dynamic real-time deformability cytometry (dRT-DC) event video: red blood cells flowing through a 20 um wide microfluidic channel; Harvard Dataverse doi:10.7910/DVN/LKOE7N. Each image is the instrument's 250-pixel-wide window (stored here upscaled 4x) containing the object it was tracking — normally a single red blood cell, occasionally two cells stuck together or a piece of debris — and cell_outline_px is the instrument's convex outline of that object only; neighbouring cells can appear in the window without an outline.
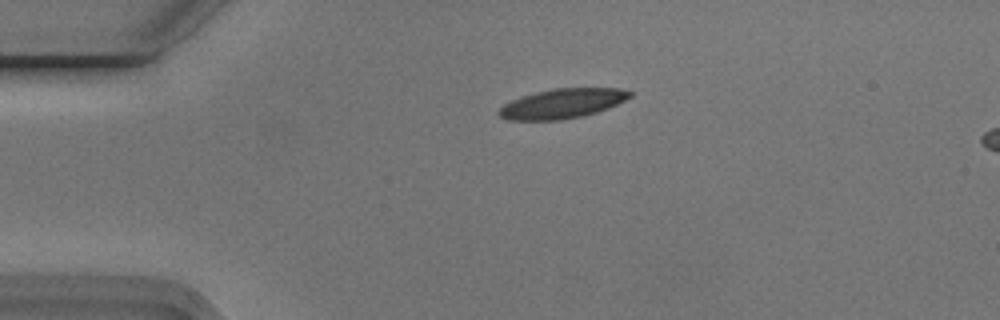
{"species": "Egyptian fruit bat (a non-hibernating species)", "species_latin": "Rousettus aegyptiacus", "temperature_condition": "cold", "stored_images_in_passage": 3, "camera_frame_rate_fps": 3000, "um_per_image_px": 0.085, "animal": {"sex": "male"}, "frame": {"image": 1, "passage_image": 1, "time_ms": 0.0, "image_size_px": [1000, 320], "cell_outline_px": [[632, 96], [616, 104], [596, 112], [584, 116], [560, 120], [508, 120], [500, 116], [496, 112], [504, 104], [512, 100], [536, 92], [552, 88], [620, 88], [632, 92]], "centroid_in_image_um": [47.78, 8.8], "position_along_channel_um": 37.2, "area_um2": 22.48}}